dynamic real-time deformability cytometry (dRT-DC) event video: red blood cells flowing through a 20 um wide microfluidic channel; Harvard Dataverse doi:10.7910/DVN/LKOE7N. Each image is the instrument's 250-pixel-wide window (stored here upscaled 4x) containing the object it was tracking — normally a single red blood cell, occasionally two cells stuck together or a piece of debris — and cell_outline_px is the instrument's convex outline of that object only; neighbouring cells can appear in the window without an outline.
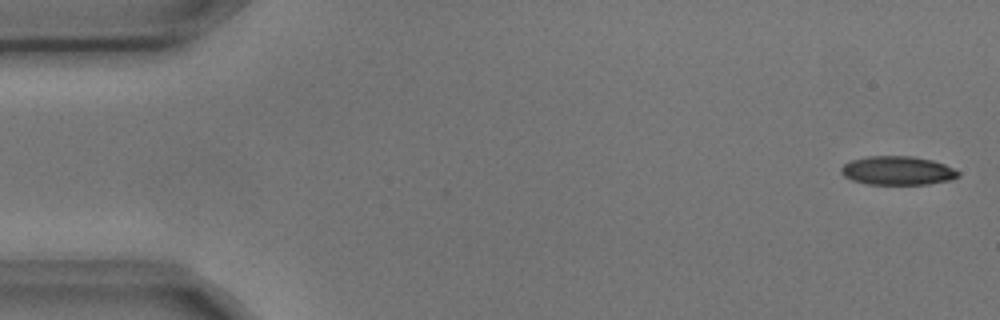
{"species": "common noctule bat (a hibernating species)", "species_latin": "Nyctalus noctula", "temperature_condition": "cold", "stored_images_in_passage": 2, "camera_frame_rate_fps": 3000, "um_per_image_px": 0.085, "animal": {"sex": "male", "body_mass_g": 17.9, "forearm_length_mm": 54.2}, "frame": {"image": 1, "passage_image": 2, "time_ms": 0.333, "image_size_px": [1000, 320], "cell_outline_px": [[960, 176], [948, 180], [928, 184], [868, 184], [852, 180], [844, 176], [840, 172], [840, 168], [844, 164], [852, 160], [868, 156], [912, 156], [932, 160], [944, 164], [960, 172]], "centroid_in_image_um": [76.28, 14.5], "position_along_channel_um": 8.7, "area_um2": 19.54}}